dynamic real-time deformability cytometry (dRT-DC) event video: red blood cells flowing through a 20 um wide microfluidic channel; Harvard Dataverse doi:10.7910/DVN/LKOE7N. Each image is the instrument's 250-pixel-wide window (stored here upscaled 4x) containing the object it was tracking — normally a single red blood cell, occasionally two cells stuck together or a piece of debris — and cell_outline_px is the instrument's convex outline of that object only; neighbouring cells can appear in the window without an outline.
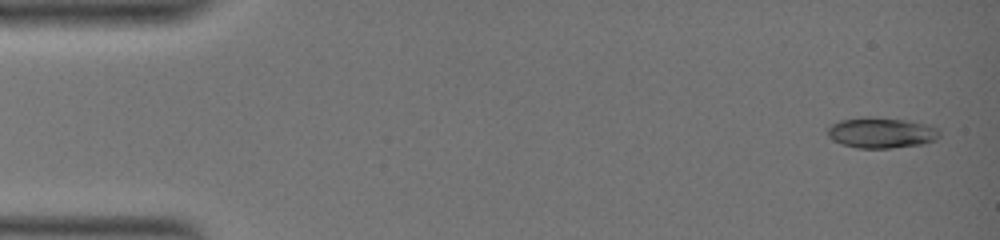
{"species": "common noctule bat (a hibernating species)", "species_latin": "Nyctalus noctula", "temperature_condition": "warm", "stored_images_in_passage": 3, "camera_frame_rate_fps": 3000, "um_per_image_px": 0.085, "animal": {"sex": "female", "body_mass_g": 19.0, "forearm_length_mm": 51.5}, "frame": {"image": 1, "passage_image": 1, "time_ms": 0.0, "image_size_px": [1000, 240], "cell_outline_px": [[940, 136], [936, 140], [924, 144], [892, 148], [856, 148], [840, 144], [832, 140], [828, 136], [828, 128], [832, 124], [840, 120], [864, 116], [872, 116], [908, 120], [928, 124], [936, 128], [940, 132]], "centroid_in_image_um": [74.92, 11.28], "position_along_channel_um": 10.1, "area_um2": 20.4}}